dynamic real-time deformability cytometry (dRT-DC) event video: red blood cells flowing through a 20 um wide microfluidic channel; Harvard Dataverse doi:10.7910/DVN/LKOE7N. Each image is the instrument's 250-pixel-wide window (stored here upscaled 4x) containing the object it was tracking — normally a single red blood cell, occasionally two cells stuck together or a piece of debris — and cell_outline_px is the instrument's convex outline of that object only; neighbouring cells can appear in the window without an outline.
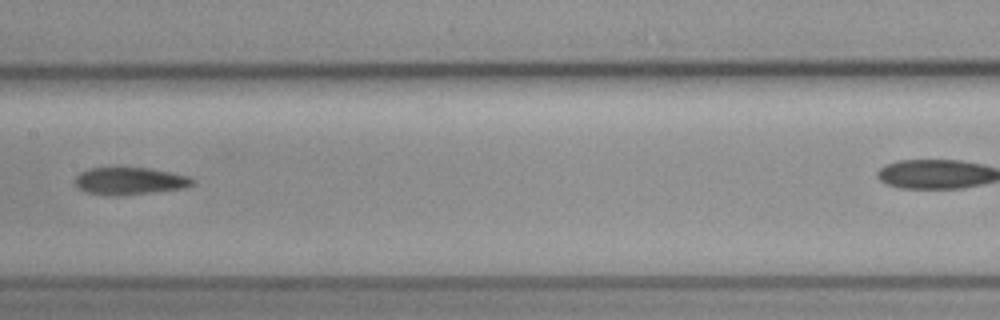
{"species": "common noctule bat (a hibernating species)", "species_latin": "Nyctalus noctula", "temperature_condition": "cold", "stored_images_in_passage": 8, "camera_frame_rate_fps": 3000, "um_per_image_px": 0.085, "animal": {"sex": "female", "body_mass_g": 19.3, "forearm_length_mm": 54.1}, "frame": {"image": 1, "passage_image": 7, "time_ms": 2.0, "image_size_px": [1000, 320], "cell_outline_px": [[196, 180], [192, 184], [184, 188], [152, 192], [104, 196], [84, 192], [76, 188], [76, 176], [80, 172], [88, 168], [152, 168], [192, 176]], "centroid_in_image_um": [11.03, 15.38], "position_along_channel_um": 196.4, "area_um2": 18.84}}